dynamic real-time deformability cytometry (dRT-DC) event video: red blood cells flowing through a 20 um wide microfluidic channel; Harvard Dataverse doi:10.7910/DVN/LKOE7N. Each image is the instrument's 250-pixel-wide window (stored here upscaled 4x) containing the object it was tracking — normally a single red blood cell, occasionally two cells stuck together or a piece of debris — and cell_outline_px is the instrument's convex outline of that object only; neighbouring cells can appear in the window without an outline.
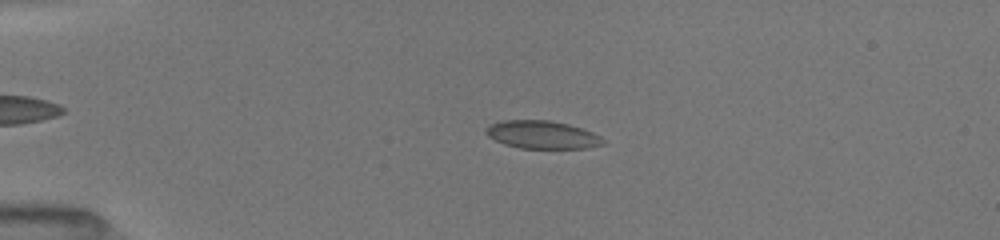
{"species": "common noctule bat (a hibernating species)", "species_latin": "Nyctalus noctula", "temperature_condition": "room temperature", "stored_images_in_passage": 70, "camera_frame_rate_fps": 3000, "um_per_image_px": 0.085, "animal": {"sex": "female", "body_mass_g": 19.5, "forearm_length_mm": 54.1}, "frame": {"image": 1, "passage_image": 17, "time_ms": 3.667, "image_size_px": [1000, 240], "cell_outline_px": [[604, 144], [584, 148], [520, 148], [504, 144], [488, 136], [484, 132], [492, 124], [504, 120], [548, 120], [568, 124], [592, 132], [600, 136], [604, 140]], "centroid_in_image_um": [46.09, 11.45], "position_along_channel_um": 38.9, "area_um2": 18.79}}
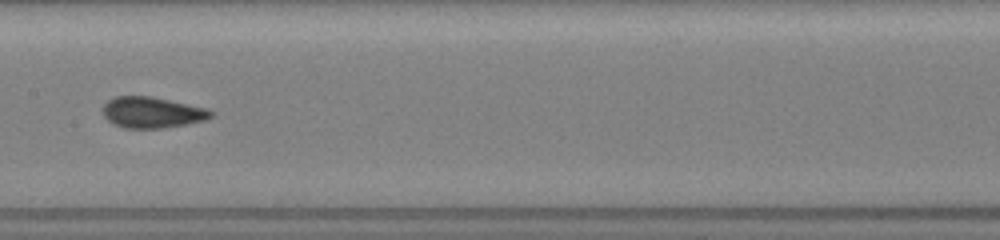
{"frame": {"image": 2, "passage_image": 41, "time_ms": 8.667, "image_size_px": [1000, 240], "cell_outline_px": [[216, 112], [212, 116], [204, 120], [188, 124], [164, 128], [124, 128], [108, 120], [104, 116], [104, 104], [108, 100], [116, 96], [152, 96], [208, 108]], "centroid_in_image_um": [12.98, 9.55], "position_along_channel_um": 194.4, "area_um2": 19.59}}
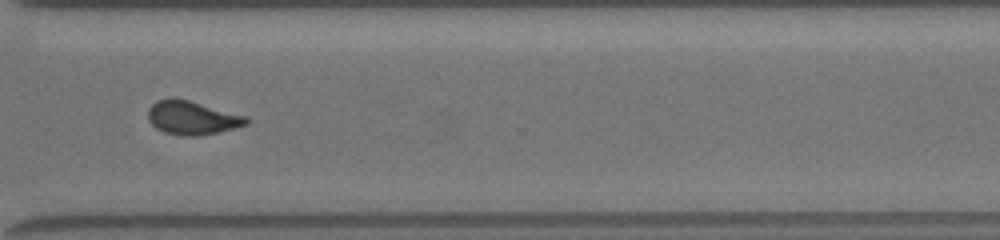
{"frame": {"image": 3, "passage_image": 69, "time_ms": 12.667, "image_size_px": [1000, 240], "cell_outline_px": [[248, 124], [200, 136], [180, 136], [164, 132], [156, 128], [148, 120], [148, 108], [156, 100], [188, 100], [248, 116]], "centroid_in_image_um": [16.33, 10.04], "position_along_channel_um": 354.3, "area_um2": 18.96}}